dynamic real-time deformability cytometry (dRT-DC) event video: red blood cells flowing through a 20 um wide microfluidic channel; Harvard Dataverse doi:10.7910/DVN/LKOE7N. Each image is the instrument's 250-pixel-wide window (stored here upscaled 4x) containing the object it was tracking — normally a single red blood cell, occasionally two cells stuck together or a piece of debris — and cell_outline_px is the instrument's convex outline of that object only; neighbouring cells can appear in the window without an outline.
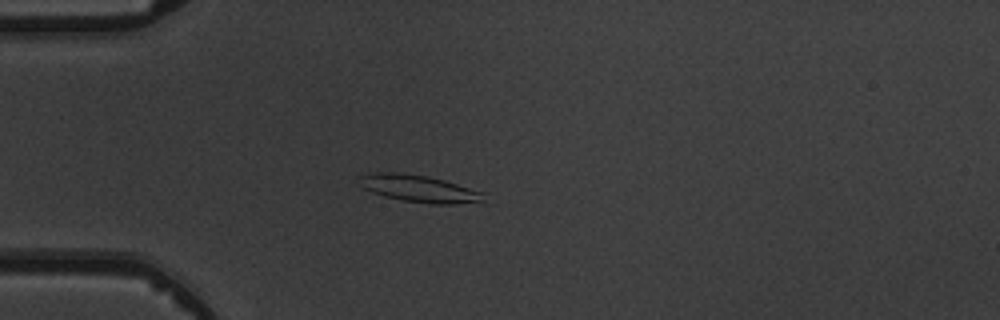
{"species": "common noctule bat (a hibernating species)", "species_latin": "Nyctalus noctula", "temperature_condition": "warm", "stored_images_in_passage": 4, "camera_frame_rate_fps": 3000, "um_per_image_px": 0.085, "animal": {"sex": "male", "body_mass_g": 19.5, "forearm_length_mm": 54.6}, "frame": {"image": 1, "passage_image": 4, "time_ms": 3.333, "image_size_px": [1000, 320], "cell_outline_px": [[492, 204], [432, 204], [404, 200], [384, 196], [372, 192], [364, 188], [360, 176], [376, 172], [396, 172], [428, 176], [444, 180], [484, 192]], "centroid_in_image_um": [35.85, 16.07], "position_along_channel_um": 49.2, "area_um2": 20.0}}